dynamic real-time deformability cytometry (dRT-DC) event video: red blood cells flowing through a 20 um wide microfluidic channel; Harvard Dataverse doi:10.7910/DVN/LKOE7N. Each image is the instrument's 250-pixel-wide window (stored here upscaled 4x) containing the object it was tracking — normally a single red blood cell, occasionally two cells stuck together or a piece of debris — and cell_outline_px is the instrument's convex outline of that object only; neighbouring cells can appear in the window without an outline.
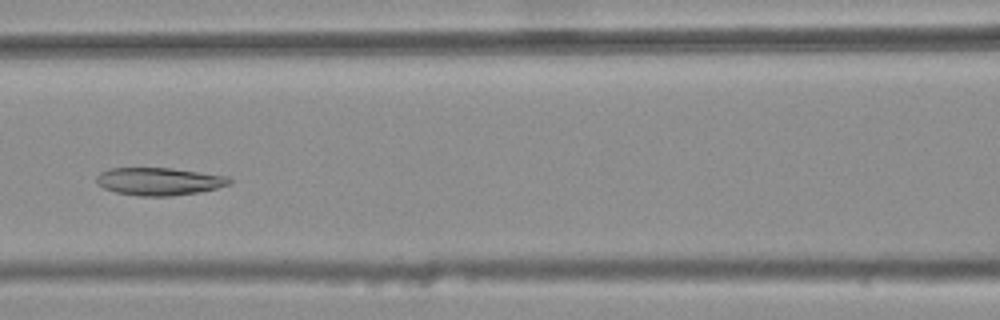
{"species": "common noctule bat (a hibernating species)", "species_latin": "Nyctalus noctula", "temperature_condition": "warm", "stored_images_in_passage": 42, "camera_frame_rate_fps": 3000, "um_per_image_px": 0.085, "animal": {"sex": "female", "body_mass_g": 25.1}, "frame": {"image": 1, "passage_image": 21, "time_ms": 6.667, "image_size_px": [1000, 320], "cell_outline_px": [[232, 184], [216, 188], [196, 192], [172, 196], [140, 196], [116, 192], [104, 188], [96, 184], [96, 176], [100, 172], [108, 168], [172, 168], [228, 176], [232, 180]], "centroid_in_image_um": [13.5, 15.41], "position_along_channel_um": 153.1, "area_um2": 21.5}}
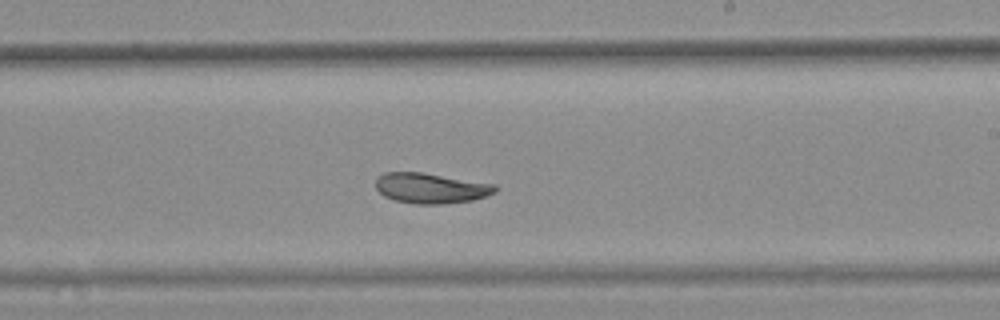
{"frame": {"image": 2, "passage_image": 29, "time_ms": 9.333, "image_size_px": [1000, 320], "cell_outline_px": [[496, 192], [472, 200], [440, 204], [416, 204], [392, 200], [384, 196], [376, 188], [376, 180], [384, 172], [424, 172], [496, 184]], "centroid_in_image_um": [36.61, 15.98], "position_along_channel_um": 252.4, "area_um2": 21.15}}
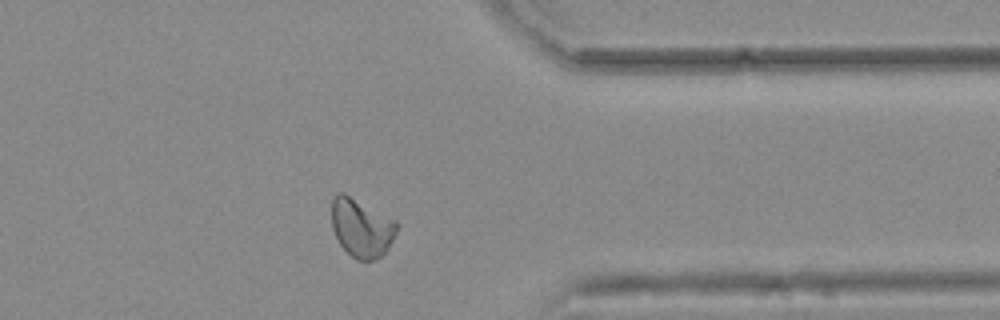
{"frame": {"image": 3, "passage_image": 40, "time_ms": 13.0, "image_size_px": [1000, 320], "cell_outline_px": [[400, 224], [388, 248], [380, 256], [372, 260], [356, 260], [340, 244], [332, 228], [332, 200], [336, 192], [344, 192], [396, 220]], "centroid_in_image_um": [30.73, 19.33], "position_along_channel_um": 380.7, "area_um2": 22.2}, "authors_computed_cell_mechanics": {"area_um2": 22.0796, "velocity_mm_per_s": 3.7386, "shape_relaxation_time_tau1_ms": null, "shape_relaxation_time_tau2_ms": 4.4445, "deformation_change_tau1": null, "deformation_change_tau2": 0.0914}}